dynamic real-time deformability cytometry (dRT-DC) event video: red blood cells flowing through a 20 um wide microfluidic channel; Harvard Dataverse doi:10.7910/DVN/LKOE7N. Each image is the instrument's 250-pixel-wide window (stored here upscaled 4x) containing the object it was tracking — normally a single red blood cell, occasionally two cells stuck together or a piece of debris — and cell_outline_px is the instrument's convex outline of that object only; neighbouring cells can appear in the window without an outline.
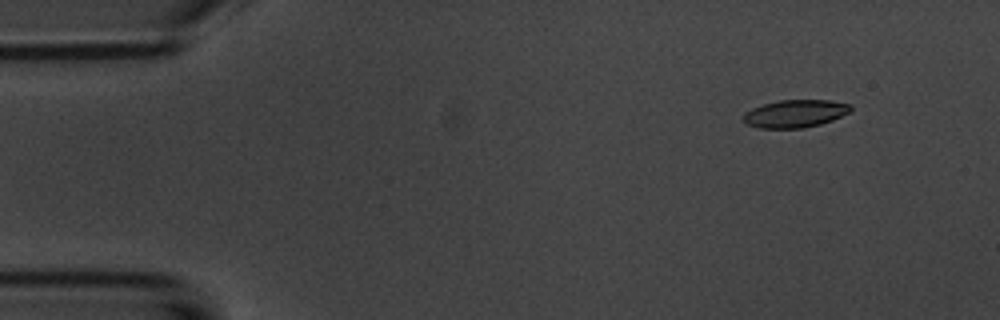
{"species": "common noctule bat (a hibernating species)", "species_latin": "Nyctalus noctula", "temperature_condition": "room temperature", "stored_images_in_passage": 4, "camera_frame_rate_fps": 3000, "um_per_image_px": 0.085, "animal": {"sex": "male", "body_mass_g": 20.1, "forearm_length_mm": 53.5}, "frame": {"image": 1, "passage_image": 1, "time_ms": 0.0, "image_size_px": [1000, 320], "cell_outline_px": [[852, 108], [848, 112], [832, 120], [820, 124], [804, 128], [760, 128], [748, 124], [744, 120], [744, 112], [752, 108], [764, 104], [780, 100], [828, 100], [852, 104]], "centroid_in_image_um": [67.6, 9.65], "position_along_channel_um": 17.4, "area_um2": 17.17}}
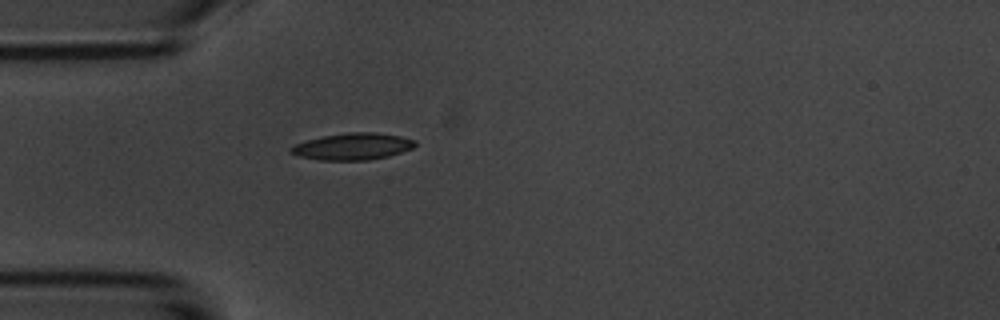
{"frame": {"image": 2, "passage_image": 4, "time_ms": 3.333, "image_size_px": [1000, 320], "cell_outline_px": [[416, 144], [412, 148], [388, 156], [368, 160], [320, 160], [300, 156], [288, 152], [288, 148], [296, 144], [308, 140], [324, 136], [348, 132], [376, 132], [400, 136], [416, 140]], "centroid_in_image_um": [29.97, 12.45], "position_along_channel_um": 55.0, "area_um2": 19.25}}